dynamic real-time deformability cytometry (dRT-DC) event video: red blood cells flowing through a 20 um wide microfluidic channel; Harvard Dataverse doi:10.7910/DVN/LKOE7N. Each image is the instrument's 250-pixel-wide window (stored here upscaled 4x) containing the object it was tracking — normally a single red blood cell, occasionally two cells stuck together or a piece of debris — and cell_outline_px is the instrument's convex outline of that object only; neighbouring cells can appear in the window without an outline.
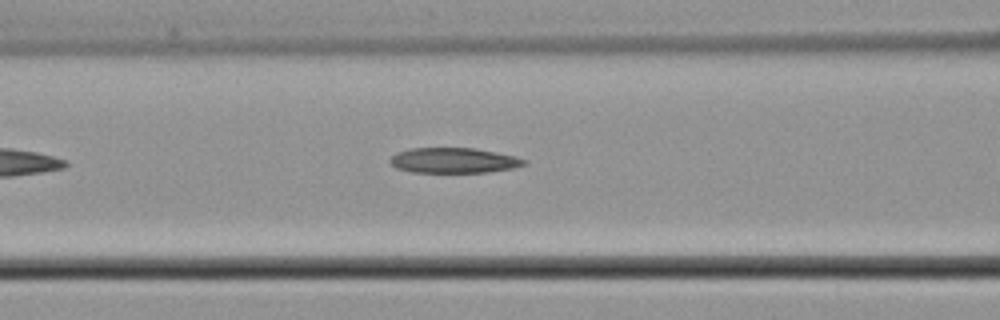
{"species": "common noctule bat (a hibernating species)", "species_latin": "Nyctalus noctula", "temperature_condition": "cold", "stored_images_in_passage": 30, "camera_frame_rate_fps": 3000, "um_per_image_px": 0.085, "animal": {"sex": "male", "body_mass_g": 21.5, "forearm_length_mm": 52.0}, "frame": {"image": 1, "passage_image": 9, "time_ms": 2.667, "image_size_px": [1000, 320], "cell_outline_px": [[528, 164], [512, 168], [488, 172], [412, 172], [396, 168], [388, 160], [396, 152], [412, 148], [476, 148], [496, 152], [528, 160]], "centroid_in_image_um": [38.56, 13.63], "position_along_channel_um": 128.0, "area_um2": 19.71}}